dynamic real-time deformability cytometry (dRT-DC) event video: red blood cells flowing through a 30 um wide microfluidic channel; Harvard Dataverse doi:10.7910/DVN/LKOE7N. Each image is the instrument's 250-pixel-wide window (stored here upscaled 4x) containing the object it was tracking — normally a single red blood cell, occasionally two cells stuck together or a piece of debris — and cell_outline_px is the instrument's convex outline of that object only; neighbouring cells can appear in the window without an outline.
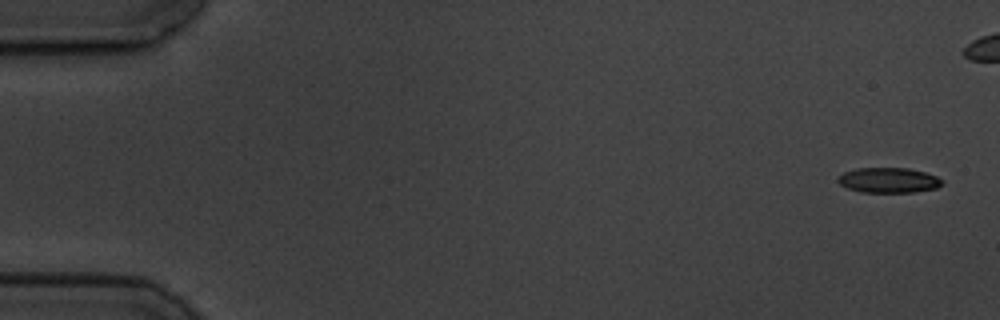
{"species": "common noctule bat (a hibernating species)", "species_latin": "Nyctalus noctula", "temperature_condition": "cold", "stored_images_in_passage": 7, "camera_frame_rate_fps": 3000, "um_per_image_px": 0.085, "animal": {"sex": "male", "body_mass_g": 19.5, "forearm_length_mm": 54.6}, "frame": {"image": 1, "passage_image": 1, "time_ms": 0.0, "image_size_px": [1000, 320], "cell_outline_px": [[944, 184], [936, 188], [916, 192], [860, 192], [848, 188], [840, 184], [836, 180], [844, 172], [856, 168], [908, 168], [924, 172], [936, 176], [944, 180]], "centroid_in_image_um": [75.55, 15.32], "position_along_channel_um": 9.4, "area_um2": 15.32}}
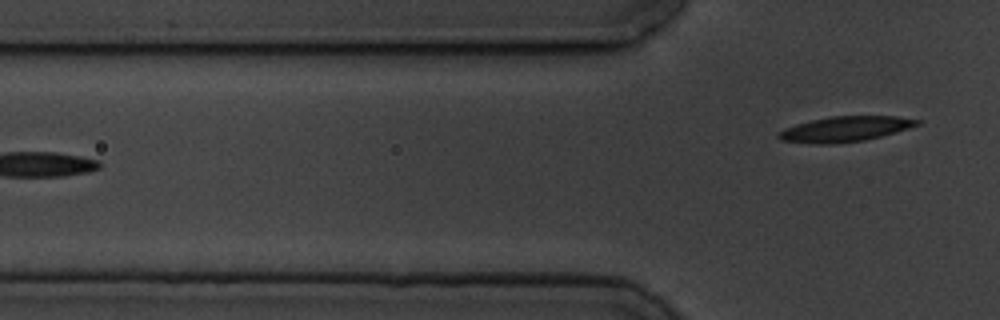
{"frame": {"image": 2, "passage_image": 7, "time_ms": 7.0, "image_size_px": [1000, 320], "cell_outline_px": [[920, 124], [896, 132], [864, 140], [828, 144], [816, 144], [780, 140], [776, 136], [784, 128], [796, 124], [812, 120], [832, 116], [896, 116], [920, 120]], "centroid_in_image_um": [71.82, 10.96], "position_along_channel_um": 54.0, "area_um2": 20.17}}